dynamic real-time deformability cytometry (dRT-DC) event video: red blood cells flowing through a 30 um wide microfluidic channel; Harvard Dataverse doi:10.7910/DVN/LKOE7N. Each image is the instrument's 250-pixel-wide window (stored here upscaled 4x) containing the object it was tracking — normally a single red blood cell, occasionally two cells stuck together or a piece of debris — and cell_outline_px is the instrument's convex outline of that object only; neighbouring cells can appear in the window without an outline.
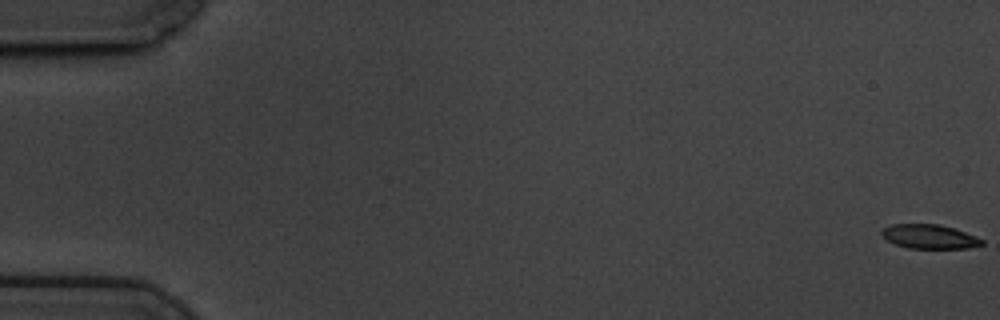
{"species": "common noctule bat (a hibernating species)", "species_latin": "Nyctalus noctula", "temperature_condition": "cold", "stored_images_in_passage": 6, "camera_frame_rate_fps": 3000, "um_per_image_px": 0.085, "animal": {"sex": "male", "body_mass_g": 19.5, "forearm_length_mm": 54.6}, "frame": {"image": 1, "passage_image": 1, "time_ms": 0.0, "image_size_px": [1000, 320], "cell_outline_px": [[984, 244], [968, 248], [908, 248], [896, 244], [880, 236], [880, 232], [884, 228], [892, 224], [940, 224], [964, 232], [984, 240]], "centroid_in_image_um": [78.97, 20.11], "position_along_channel_um": 6.0, "area_um2": 13.99}}